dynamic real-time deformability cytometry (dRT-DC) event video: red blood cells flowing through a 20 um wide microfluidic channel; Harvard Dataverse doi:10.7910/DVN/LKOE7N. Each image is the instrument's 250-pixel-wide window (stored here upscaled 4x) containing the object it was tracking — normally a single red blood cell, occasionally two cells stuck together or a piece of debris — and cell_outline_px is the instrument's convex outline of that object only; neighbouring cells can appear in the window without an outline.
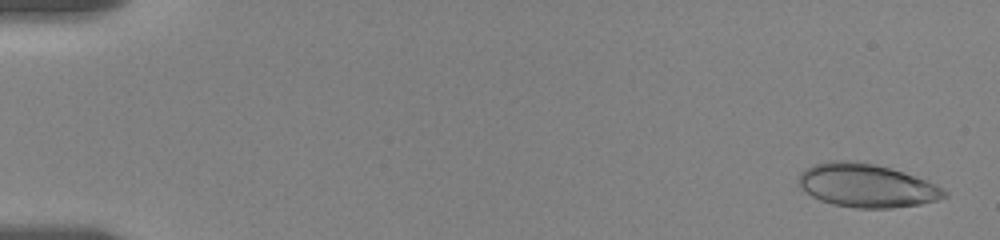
{"species": "human", "species_latin": "Homo sapiens", "temperature_condition": "room temperature", "stored_images_in_passage": 36, "camera_frame_rate_fps": 3000, "um_per_image_px": 0.085, "donor": {"sex": "female"}, "frame": {"image": 1, "passage_image": 3, "time_ms": 0.333, "image_size_px": [1000, 240], "cell_outline_px": [[948, 196], [936, 200], [920, 204], [892, 208], [856, 208], [832, 204], [820, 200], [812, 196], [800, 188], [800, 172], [804, 168], [812, 164], [832, 160], [856, 160], [876, 164], [936, 184], [944, 188], [948, 192]], "centroid_in_image_um": [73.63, 15.77], "position_along_channel_um": 11.4, "area_um2": 36.88}}
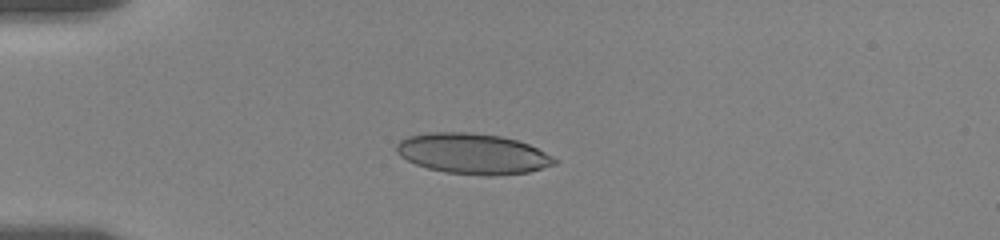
{"frame": {"image": 2, "passage_image": 29, "time_ms": 4.667, "image_size_px": [1000, 240], "cell_outline_px": [[560, 160], [556, 164], [528, 172], [492, 176], [484, 176], [444, 172], [428, 168], [416, 164], [400, 156], [396, 152], [396, 144], [400, 140], [408, 136], [428, 132], [472, 132], [500, 136], [516, 140], [528, 144]], "centroid_in_image_um": [40.18, 13.06], "position_along_channel_um": 44.8, "area_um2": 37.45}}